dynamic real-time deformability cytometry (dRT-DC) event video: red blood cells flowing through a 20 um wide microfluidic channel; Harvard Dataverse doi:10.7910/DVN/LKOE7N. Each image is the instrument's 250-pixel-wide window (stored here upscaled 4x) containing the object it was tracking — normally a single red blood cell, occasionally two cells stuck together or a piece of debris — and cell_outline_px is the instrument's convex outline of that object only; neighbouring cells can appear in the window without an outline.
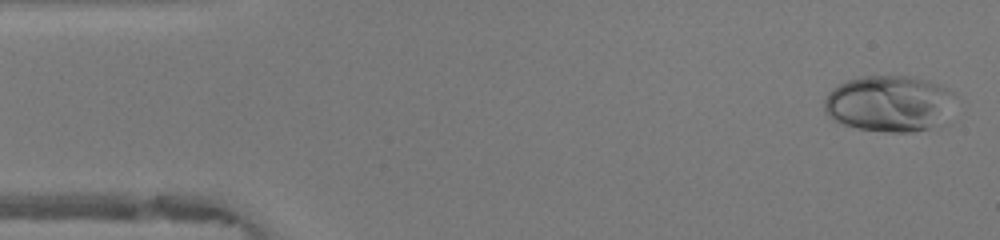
{"species": "human", "species_latin": "Homo sapiens", "temperature_condition": "warm", "stored_images_in_passage": 47, "camera_frame_rate_fps": 3000, "um_per_image_px": 0.085, "donor": {"sex": "female"}, "frame": {"image": 1, "passage_image": 1, "time_ms": 0.0, "image_size_px": [1000, 240], "cell_outline_px": [[956, 96], [940, 128], [912, 132], [884, 132], [856, 128], [832, 120], [824, 112], [824, 100], [828, 92], [832, 88], [848, 80], [864, 76], [908, 76], [928, 80], [940, 84], [956, 92]], "centroid_in_image_um": [75.62, 8.82], "position_along_channel_um": 9.4, "area_um2": 43.64}}
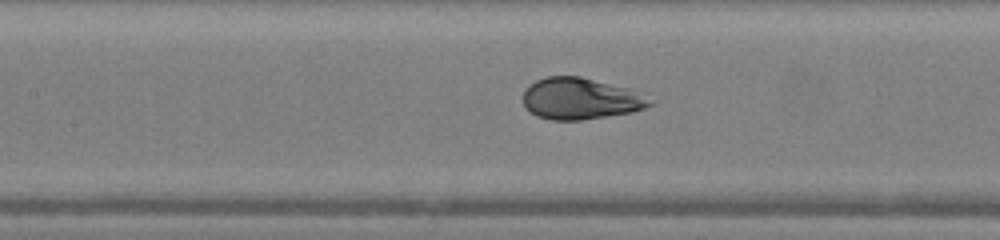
{"frame": {"image": 2, "passage_image": 20, "time_ms": 6.333, "image_size_px": [1000, 240], "cell_outline_px": [[656, 104], [632, 112], [580, 120], [552, 120], [536, 116], [524, 108], [524, 88], [528, 84], [544, 76], [580, 76], [632, 88]], "centroid_in_image_um": [49.32, 8.37], "position_along_channel_um": 158.1, "area_um2": 30.98}}
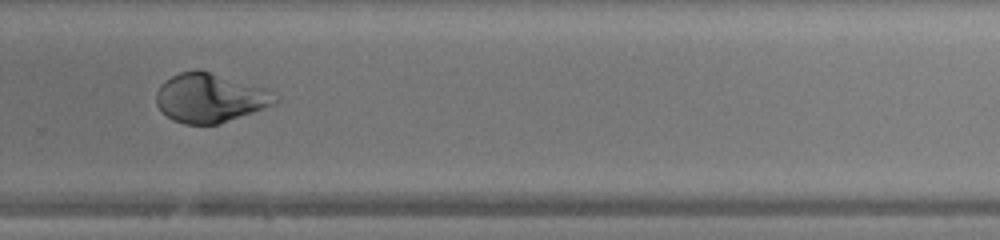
{"frame": {"image": 3, "passage_image": 31, "time_ms": 10.0, "image_size_px": [1000, 240], "cell_outline_px": [[280, 100], [276, 104], [220, 124], [184, 124], [172, 120], [156, 104], [156, 92], [160, 84], [164, 80], [180, 72], [208, 72], [264, 88], [272, 92]], "centroid_in_image_um": [17.85, 8.36], "position_along_channel_um": 311.9, "area_um2": 33.47}, "authors_computed_cell_mechanics": {"area_um2": 34.8534, "velocity_mm_per_s": 4.2218, "shape_relaxation_time_tau1_ms": 2.297, "shape_relaxation_time_tau2_ms": null, "deformation_change_tau1": 0.1684, "deformation_change_tau2": null}}